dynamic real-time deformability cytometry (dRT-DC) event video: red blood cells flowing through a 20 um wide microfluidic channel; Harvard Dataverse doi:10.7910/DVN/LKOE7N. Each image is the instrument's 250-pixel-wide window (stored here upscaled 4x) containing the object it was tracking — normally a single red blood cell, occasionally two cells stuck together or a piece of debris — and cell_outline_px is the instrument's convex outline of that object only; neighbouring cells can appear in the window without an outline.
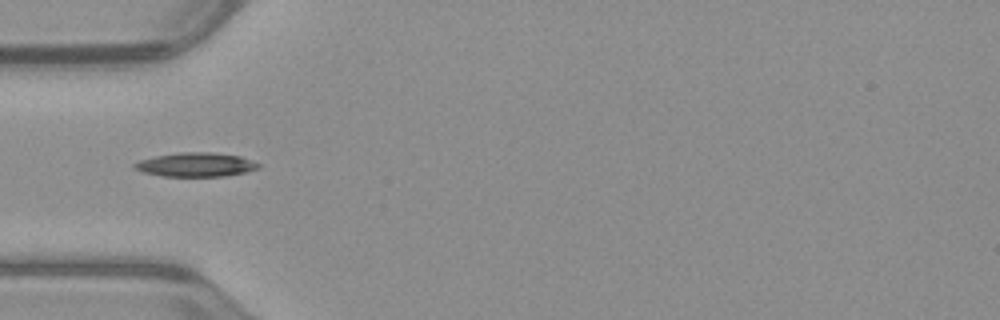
{"species": "common noctule bat (a hibernating species)", "species_latin": "Nyctalus noctula", "temperature_condition": "warm", "stored_images_in_passage": 36, "camera_frame_rate_fps": 3000, "um_per_image_px": 0.085, "animal": {"sex": "male", "body_mass_g": 23.1, "forearm_length_mm": 52.7}, "frame": {"image": 1, "passage_image": 1, "time_ms": 0.0, "image_size_px": [1000, 320], "cell_outline_px": [[260, 168], [244, 172], [224, 176], [164, 176], [140, 172], [132, 168], [132, 164], [140, 160], [156, 156], [176, 152], [212, 152], [240, 156], [252, 160], [260, 164]], "centroid_in_image_um": [16.61, 13.99], "position_along_channel_um": 68.4, "area_um2": 17.46}}
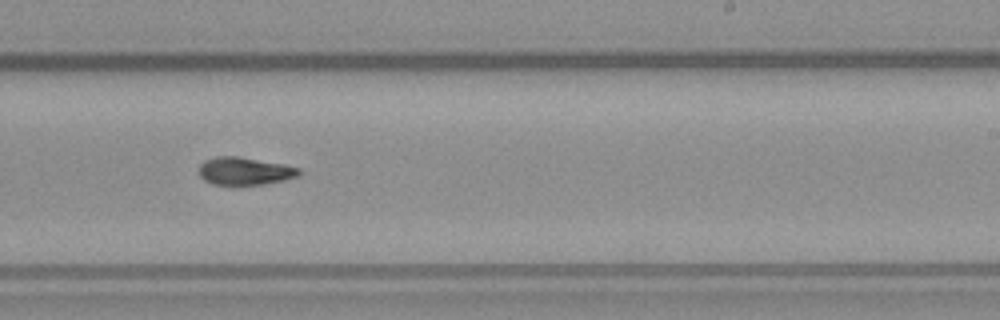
{"frame": {"image": 2, "passage_image": 16, "time_ms": 5.0, "image_size_px": [1000, 320], "cell_outline_px": [[300, 176], [284, 180], [264, 184], [212, 184], [204, 180], [196, 172], [200, 164], [204, 160], [216, 156], [236, 156], [284, 164], [300, 168]], "centroid_in_image_um": [20.77, 14.53], "position_along_channel_um": 268.2, "area_um2": 16.24}}
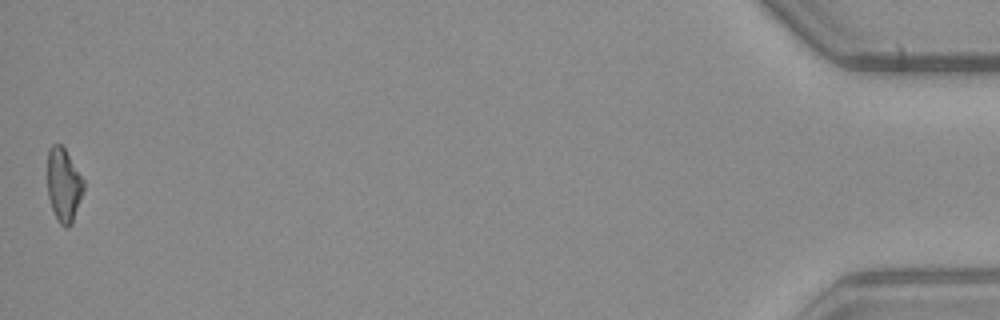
{"frame": {"image": 3, "passage_image": 36, "time_ms": 11.667, "image_size_px": [1000, 320], "cell_outline_px": [[84, 188], [72, 224], [68, 228], [64, 228], [56, 220], [48, 196], [48, 148], [52, 144], [60, 144], [64, 148], [84, 180]], "centroid_in_image_um": [5.41, 15.75], "position_along_channel_um": 429.8, "area_um2": 15.49}, "authors_computed_cell_mechanics": {"area_um2": 16.2707, "velocity_mm_per_s": 3.9835, "shape_relaxation_time_tau1_ms": 8.4154, "shape_relaxation_time_tau2_ms": null, "deformation_change_tau1": 0.2252, "deformation_change_tau2": null}}